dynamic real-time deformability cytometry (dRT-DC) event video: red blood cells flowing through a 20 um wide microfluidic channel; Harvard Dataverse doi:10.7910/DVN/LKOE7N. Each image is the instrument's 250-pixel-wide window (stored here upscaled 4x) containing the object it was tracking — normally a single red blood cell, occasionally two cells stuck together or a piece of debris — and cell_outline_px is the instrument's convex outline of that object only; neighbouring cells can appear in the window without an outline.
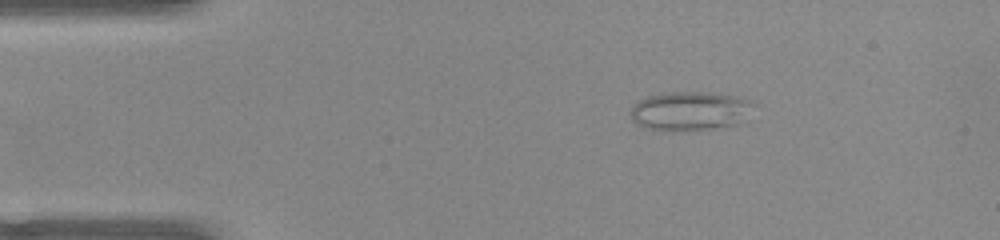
{"species": "common noctule bat (a hibernating species)", "species_latin": "Nyctalus noctula", "temperature_condition": "warm", "stored_images_in_passage": 50, "camera_frame_rate_fps": 3000, "um_per_image_px": 0.085, "animal": {"sex": "female", "body_mass_g": 22.0, "forearm_length_mm": 56.7}, "frame": {"image": 1, "passage_image": 7, "time_ms": 2.0, "image_size_px": [1000, 240], "cell_outline_px": [[748, 104], [736, 124], [712, 128], [644, 128], [636, 124], [632, 120], [628, 112], [640, 100], [648, 96], [668, 92], [712, 92], [732, 96], [748, 100]], "centroid_in_image_um": [58.47, 9.39], "position_along_channel_um": 26.5, "area_um2": 26.18}}
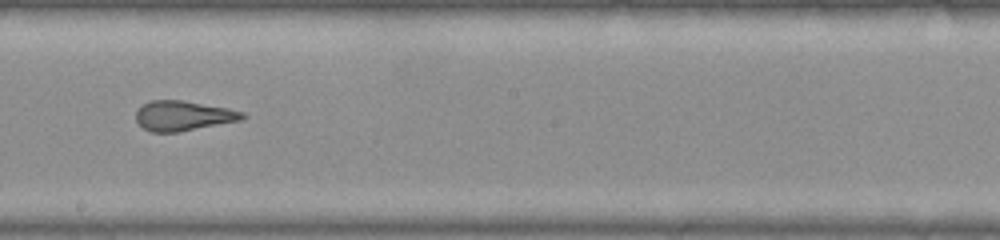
{"frame": {"image": 2, "passage_image": 27, "time_ms": 8.667, "image_size_px": [1000, 240], "cell_outline_px": [[248, 116], [244, 120], [176, 132], [152, 132], [144, 128], [136, 120], [136, 112], [144, 104], [152, 100], [180, 100], [228, 108], [244, 112]], "centroid_in_image_um": [15.63, 9.84], "position_along_channel_um": 232.6, "area_um2": 18.44}}
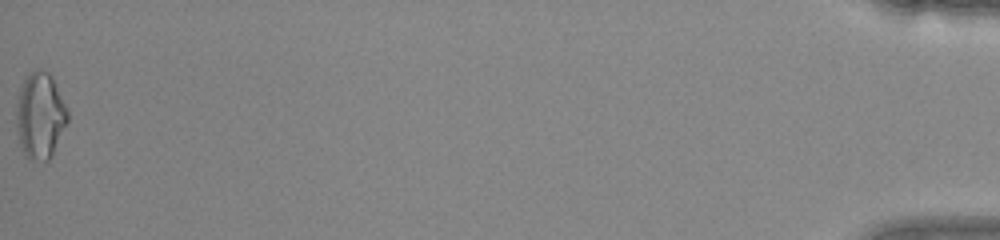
{"frame": {"image": 3, "passage_image": 50, "time_ms": 16.333, "image_size_px": [1000, 240], "cell_outline_px": [[68, 120], [52, 156], [48, 160], [32, 160], [24, 156], [20, 144], [16, 128], [16, 104], [20, 88], [24, 80], [36, 68], [48, 72], [52, 76], [68, 108]], "centroid_in_image_um": [3.41, 9.83], "position_along_channel_um": 431.8, "area_um2": 25.95}, "authors_computed_cell_mechanics": {"area_um2": 20.4901, "velocity_mm_per_s": 3.9782, "shape_relaxation_time_tau1_ms": null, "shape_relaxation_time_tau2_ms": 1.0103, "deformation_change_tau1": null, "deformation_change_tau2": 0.0945}}